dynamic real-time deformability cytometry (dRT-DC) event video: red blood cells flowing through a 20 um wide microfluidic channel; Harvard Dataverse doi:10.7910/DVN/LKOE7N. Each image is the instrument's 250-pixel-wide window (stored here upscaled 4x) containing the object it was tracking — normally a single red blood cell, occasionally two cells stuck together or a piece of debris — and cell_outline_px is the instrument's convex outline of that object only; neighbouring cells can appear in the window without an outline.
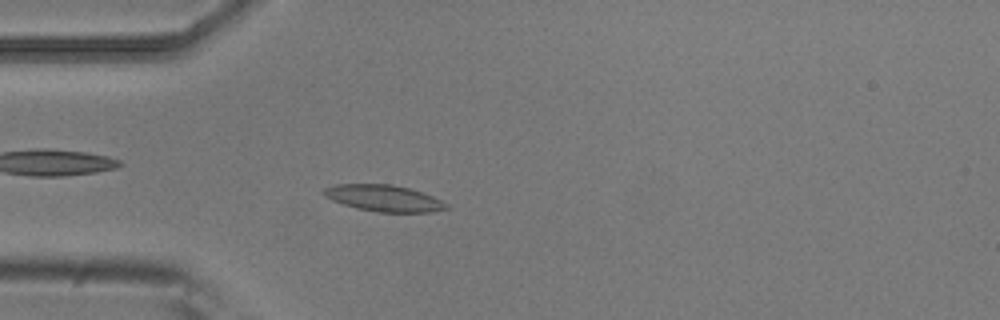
{"species": "common noctule bat (a hibernating species)", "species_latin": "Nyctalus noctula", "temperature_condition": "room temperature", "stored_images_in_passage": 6, "camera_frame_rate_fps": 3000, "um_per_image_px": 0.085, "animal": {"sex": "male", "body_mass_g": 20.5, "forearm_length_mm": 52.5}, "frame": {"image": 1, "passage_image": 6, "time_ms": 1.667, "image_size_px": [1000, 320], "cell_outline_px": [[452, 208], [432, 212], [376, 212], [356, 208], [332, 200], [324, 196], [320, 192], [324, 188], [336, 184], [392, 184], [408, 188], [432, 196], [448, 204]], "centroid_in_image_um": [32.62, 16.85], "position_along_channel_um": 52.4, "area_um2": 18.96}}